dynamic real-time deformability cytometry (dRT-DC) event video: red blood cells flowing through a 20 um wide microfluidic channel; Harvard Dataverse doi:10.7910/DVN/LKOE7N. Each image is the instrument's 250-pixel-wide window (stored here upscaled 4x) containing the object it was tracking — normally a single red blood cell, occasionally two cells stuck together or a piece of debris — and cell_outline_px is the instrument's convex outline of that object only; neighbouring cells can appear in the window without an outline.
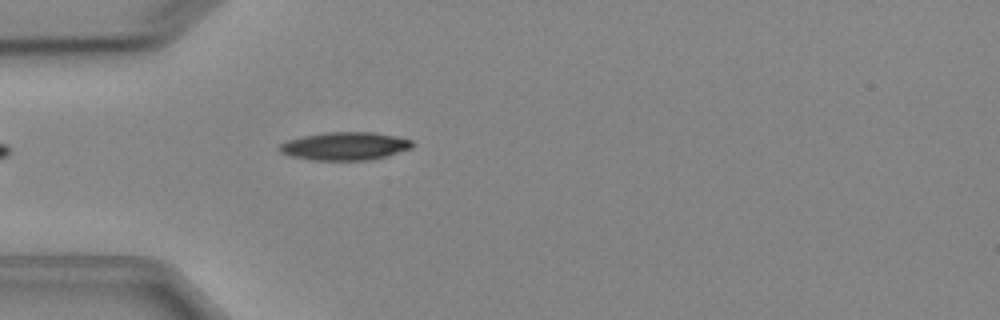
{"species": "Egyptian fruit bat (a non-hibernating species)", "species_latin": "Rousettus aegyptiacus", "temperature_condition": "cold", "stored_images_in_passage": 4, "camera_frame_rate_fps": 3000, "um_per_image_px": 0.085, "animal": {"sex": "female"}, "frame": {"image": 1, "passage_image": 4, "time_ms": 3.333, "image_size_px": [1000, 320], "cell_outline_px": [[416, 144], [412, 148], [388, 156], [372, 160], [312, 160], [292, 156], [280, 152], [276, 148], [280, 144], [288, 140], [304, 136], [324, 132], [372, 132], [396, 136], [412, 140]], "centroid_in_image_um": [29.35, 12.42], "position_along_channel_um": 55.6, "area_um2": 21.91}}